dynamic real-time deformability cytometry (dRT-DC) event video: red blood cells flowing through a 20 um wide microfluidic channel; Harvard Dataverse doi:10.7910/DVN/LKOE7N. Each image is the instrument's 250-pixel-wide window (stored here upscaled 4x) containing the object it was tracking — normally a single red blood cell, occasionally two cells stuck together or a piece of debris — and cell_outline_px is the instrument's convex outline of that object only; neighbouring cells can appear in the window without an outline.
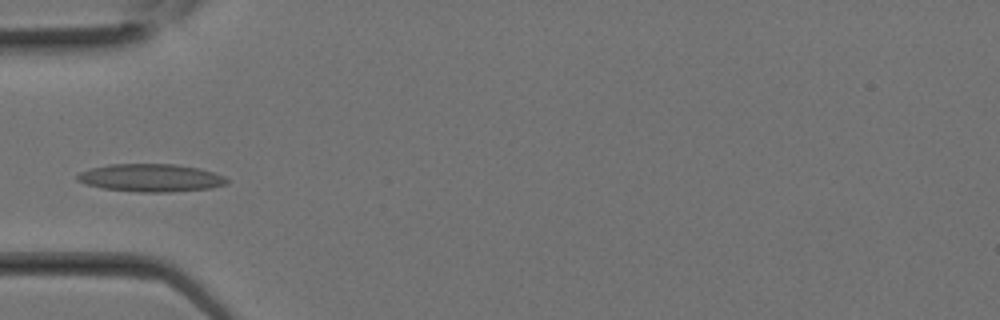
{"species": "Egyptian fruit bat (a non-hibernating species)", "species_latin": "Rousettus aegyptiacus", "temperature_condition": "room temperature", "stored_images_in_passage": 10, "camera_frame_rate_fps": 3000, "um_per_image_px": 0.085, "animal": {"sex": "female"}, "frame": {"image": 1, "passage_image": 9, "time_ms": 2.667, "image_size_px": [1000, 320], "cell_outline_px": [[228, 184], [208, 188], [168, 192], [140, 192], [104, 188], [88, 184], [76, 180], [76, 176], [80, 172], [92, 168], [108, 164], [172, 164], [200, 168], [224, 176], [228, 180]], "centroid_in_image_um": [12.83, 15.11], "position_along_channel_um": 72.2, "area_um2": 23.99}}